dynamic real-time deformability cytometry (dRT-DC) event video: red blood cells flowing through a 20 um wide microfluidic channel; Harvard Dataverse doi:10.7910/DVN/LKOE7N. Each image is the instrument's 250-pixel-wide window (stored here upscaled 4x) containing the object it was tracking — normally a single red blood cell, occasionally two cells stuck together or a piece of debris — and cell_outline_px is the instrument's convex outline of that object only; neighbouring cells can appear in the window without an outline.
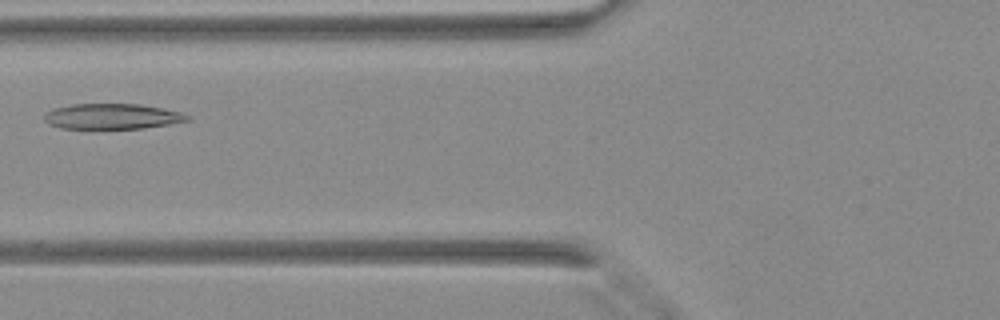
{"species": "Egyptian fruit bat (a non-hibernating species)", "species_latin": "Rousettus aegyptiacus", "temperature_condition": "warm", "stored_images_in_passage": 29, "camera_frame_rate_fps": 3000, "um_per_image_px": 0.085, "animal": {"sex": "female"}, "frame": {"image": 1, "passage_image": 4, "time_ms": 1.0, "image_size_px": [1000, 320], "cell_outline_px": [[192, 120], [144, 128], [60, 128], [48, 124], [44, 120], [44, 112], [52, 108], [72, 104], [140, 104], [164, 108], [180, 112], [188, 116]], "centroid_in_image_um": [9.5, 9.88], "position_along_channel_um": 116.3, "area_um2": 21.27}}
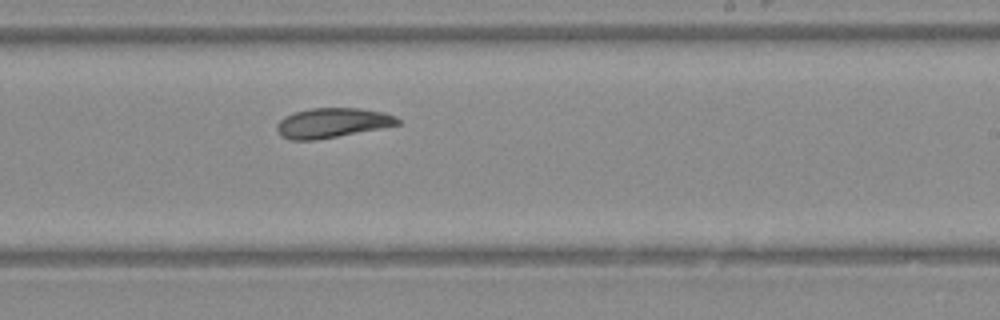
{"frame": {"image": 2, "passage_image": 13, "time_ms": 4.0, "image_size_px": [1000, 320], "cell_outline_px": [[400, 124], [380, 128], [316, 140], [292, 140], [280, 136], [276, 128], [276, 124], [284, 116], [292, 112], [312, 108], [360, 108], [384, 112], [396, 116], [400, 120]], "centroid_in_image_um": [28.21, 10.43], "position_along_channel_um": 260.8, "area_um2": 20.98}}
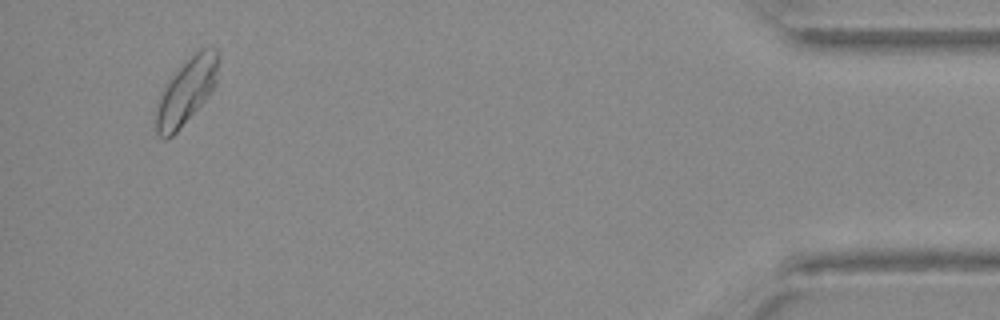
{"frame": {"image": 3, "passage_image": 27, "time_ms": 8.667, "image_size_px": [1000, 320], "cell_outline_px": [[220, 56], [216, 84], [208, 96], [180, 128], [172, 136], [164, 140], [156, 132], [156, 112], [160, 92], [164, 84], [172, 72], [200, 48], [208, 44], [216, 48], [220, 52]], "centroid_in_image_um": [15.86, 7.67], "position_along_channel_um": 419.3, "area_um2": 24.45}}